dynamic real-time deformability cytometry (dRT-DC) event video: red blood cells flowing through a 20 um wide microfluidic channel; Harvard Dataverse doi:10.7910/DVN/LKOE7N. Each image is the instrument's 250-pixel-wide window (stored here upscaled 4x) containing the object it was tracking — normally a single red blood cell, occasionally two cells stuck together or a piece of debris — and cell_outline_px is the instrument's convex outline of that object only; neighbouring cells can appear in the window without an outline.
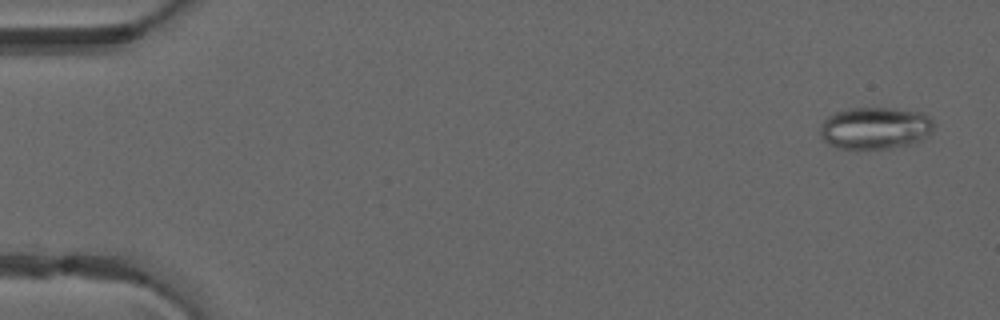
{"species": "common noctule bat (a hibernating species)", "species_latin": "Nyctalus noctula", "temperature_condition": "warm", "stored_images_in_passage": 50, "camera_frame_rate_fps": 3000, "um_per_image_px": 0.085, "animal": {"sex": "male", "forearm_length_mm": 52.5}, "frame": {"image": 1, "passage_image": 3, "time_ms": 0.667, "image_size_px": [1000, 320], "cell_outline_px": [[932, 132], [928, 136], [912, 144], [892, 148], [836, 148], [828, 144], [820, 136], [820, 128], [824, 120], [828, 116], [836, 112], [848, 108], [892, 108], [920, 112], [928, 116], [932, 120]], "centroid_in_image_um": [74.37, 10.89], "position_along_channel_um": 10.6, "area_um2": 27.86}}
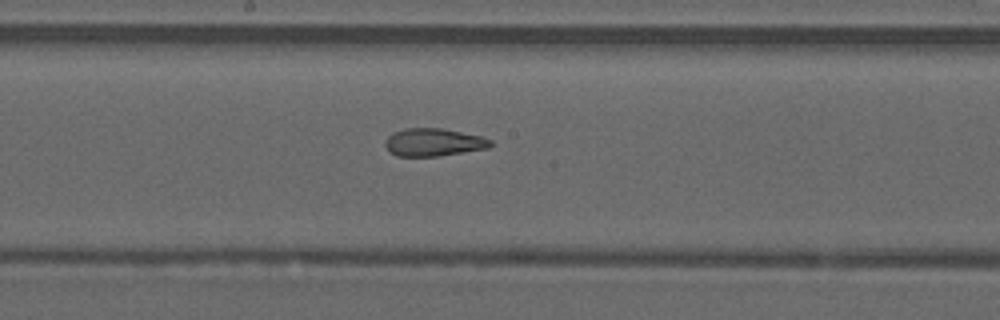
{"frame": {"image": 2, "passage_image": 28, "time_ms": 9.0, "image_size_px": [1000, 320], "cell_outline_px": [[492, 144], [488, 148], [436, 156], [396, 156], [388, 152], [384, 144], [384, 140], [392, 132], [404, 128], [444, 128], [480, 136], [492, 140]], "centroid_in_image_um": [36.79, 12.08], "position_along_channel_um": 211.4, "area_um2": 17.17}}
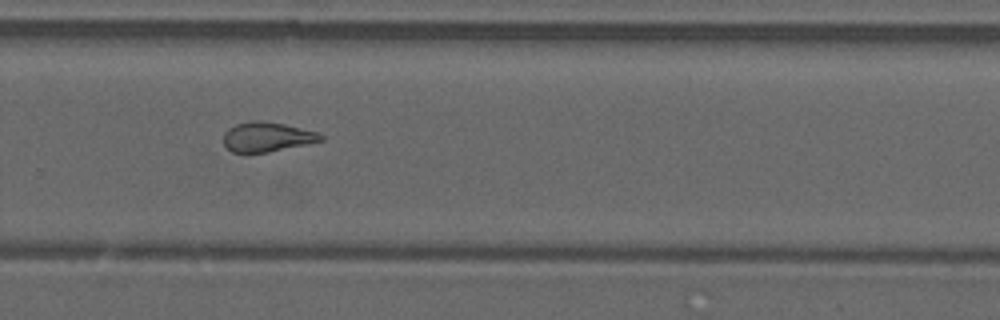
{"frame": {"image": 3, "passage_image": 35, "time_ms": 11.333, "image_size_px": [1000, 320], "cell_outline_px": [[324, 140], [308, 144], [268, 152], [232, 152], [224, 144], [224, 132], [228, 128], [236, 124], [252, 120], [260, 120], [284, 124], [316, 132], [324, 136]], "centroid_in_image_um": [22.69, 11.63], "position_along_channel_um": 307.1, "area_um2": 16.7}}